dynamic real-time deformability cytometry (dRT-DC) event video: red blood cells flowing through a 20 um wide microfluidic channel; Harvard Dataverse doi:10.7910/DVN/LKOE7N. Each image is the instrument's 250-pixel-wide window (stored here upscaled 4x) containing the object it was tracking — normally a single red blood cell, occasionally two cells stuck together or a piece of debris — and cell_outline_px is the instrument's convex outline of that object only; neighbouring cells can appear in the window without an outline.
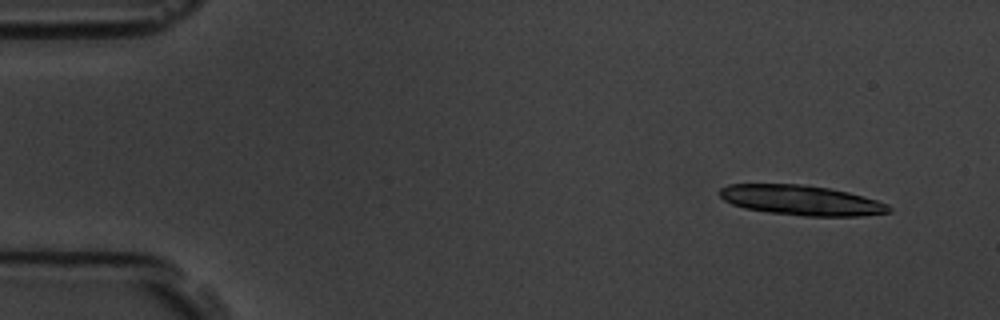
{"species": "common noctule bat (a hibernating species)", "species_latin": "Nyctalus noctula", "temperature_condition": "room temperature", "stored_images_in_passage": 4, "camera_frame_rate_fps": 3000, "um_per_image_px": 0.085, "animal": {"sex": "male", "body_mass_g": 19.5, "forearm_length_mm": 54.6}, "frame": {"image": 1, "passage_image": 1, "time_ms": 0.0, "image_size_px": [1000, 320], "cell_outline_px": [[892, 212], [860, 216], [804, 216], [768, 212], [744, 208], [732, 204], [724, 200], [720, 196], [720, 188], [728, 184], [808, 184], [848, 192], [864, 196], [888, 204], [892, 208]], "centroid_in_image_um": [68.13, 17.02], "position_along_channel_um": 16.9, "area_um2": 29.71}}